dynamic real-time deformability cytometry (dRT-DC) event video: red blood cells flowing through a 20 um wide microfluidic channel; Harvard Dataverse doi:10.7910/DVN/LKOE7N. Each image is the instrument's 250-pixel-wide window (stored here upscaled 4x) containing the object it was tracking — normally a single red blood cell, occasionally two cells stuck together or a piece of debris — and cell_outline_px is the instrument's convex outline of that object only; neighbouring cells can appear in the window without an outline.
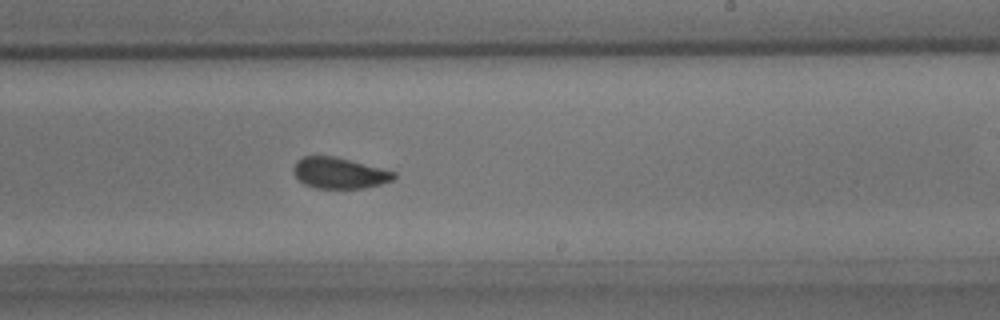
{"species": "common noctule bat (a hibernating species)", "species_latin": "Nyctalus noctula", "temperature_condition": "room temperature", "stored_images_in_passage": 55, "camera_frame_rate_fps": 3000, "um_per_image_px": 0.085, "animal": {"sex": "male", "body_mass_g": 15.6}, "frame": {"image": 1, "passage_image": 32, "time_ms": 10.333, "image_size_px": [1000, 320], "cell_outline_px": [[396, 176], [392, 180], [380, 184], [364, 188], [316, 188], [304, 184], [292, 172], [292, 168], [296, 160], [304, 156], [336, 156], [396, 172]], "centroid_in_image_um": [28.82, 14.7], "position_along_channel_um": 260.2, "area_um2": 18.15}, "authors_computed_cell_mechanics": {"area_um2": 18.7272, "velocity_mm_per_s": 3.6153, "shape_relaxation_time_tau1_ms": 3.6365, "shape_relaxation_time_tau2_ms": 1.0662, "deformation_change_tau1": 0.0945, "deformation_change_tau2": 0.0457}}